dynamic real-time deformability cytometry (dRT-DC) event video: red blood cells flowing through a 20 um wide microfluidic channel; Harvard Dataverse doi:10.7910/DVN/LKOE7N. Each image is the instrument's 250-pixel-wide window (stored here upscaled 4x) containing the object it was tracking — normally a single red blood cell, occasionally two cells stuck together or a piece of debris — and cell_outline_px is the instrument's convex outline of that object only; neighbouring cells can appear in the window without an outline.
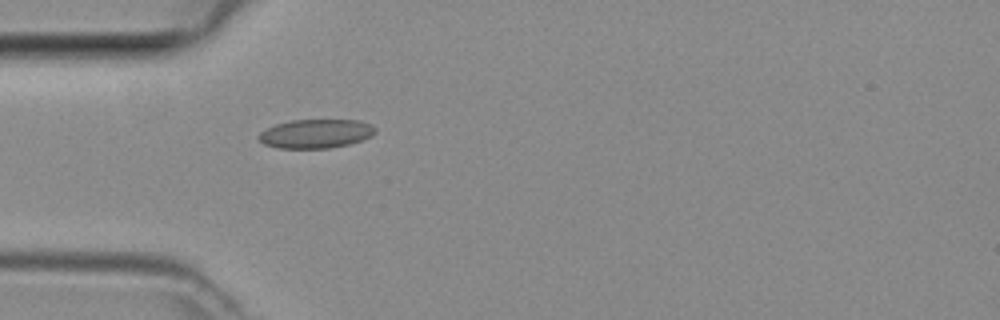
{"species": "common noctule bat (a hibernating species)", "species_latin": "Nyctalus noctula", "temperature_condition": "room temperature", "stored_images_in_passage": 4, "camera_frame_rate_fps": 3000, "um_per_image_px": 0.085, "animal": {"sex": "female", "body_mass_g": 29.2, "forearm_length_mm": 56.3}, "frame": {"image": 1, "passage_image": 4, "time_ms": 1.0, "image_size_px": [1000, 320], "cell_outline_px": [[376, 132], [372, 136], [348, 144], [328, 148], [276, 148], [264, 144], [256, 136], [260, 132], [276, 124], [292, 120], [360, 120], [372, 124], [376, 128]], "centroid_in_image_um": [26.85, 11.36], "position_along_channel_um": 58.1, "area_um2": 19.65}}